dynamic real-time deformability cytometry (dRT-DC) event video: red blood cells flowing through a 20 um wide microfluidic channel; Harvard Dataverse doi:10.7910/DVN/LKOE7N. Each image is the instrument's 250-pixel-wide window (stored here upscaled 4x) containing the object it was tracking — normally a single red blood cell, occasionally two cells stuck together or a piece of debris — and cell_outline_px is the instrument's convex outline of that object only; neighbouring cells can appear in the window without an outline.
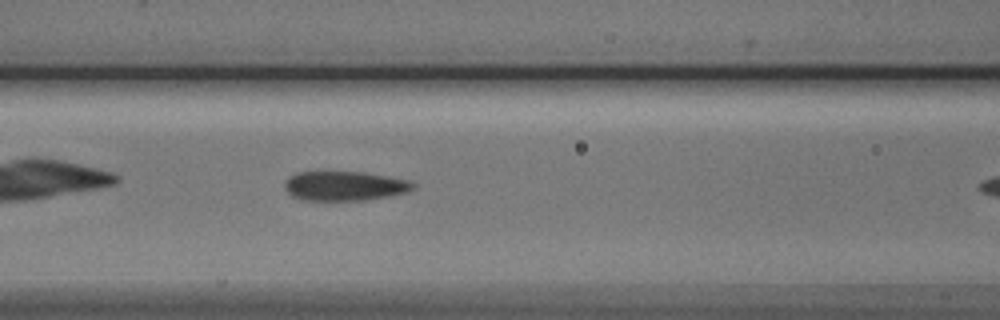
{"species": "Egyptian fruit bat (a non-hibernating species)", "species_latin": "Rousettus aegyptiacus", "temperature_condition": "cold", "stored_images_in_passage": 6, "segment_of_instrument_passage": [1, 2], "camera_frame_rate_fps": 3000, "um_per_image_px": 0.085, "animal": {"sex": "male"}, "frame": {"image": 1, "passage_image": 5, "time_ms": 5.667, "image_size_px": [1000, 320], "cell_outline_px": [[416, 188], [408, 192], [388, 196], [364, 200], [304, 200], [292, 196], [284, 188], [284, 184], [288, 176], [296, 172], [316, 168], [324, 168], [364, 172], [408, 180], [416, 184]], "centroid_in_image_um": [29.21, 15.74], "position_along_channel_um": 137.4, "area_um2": 23.18}}